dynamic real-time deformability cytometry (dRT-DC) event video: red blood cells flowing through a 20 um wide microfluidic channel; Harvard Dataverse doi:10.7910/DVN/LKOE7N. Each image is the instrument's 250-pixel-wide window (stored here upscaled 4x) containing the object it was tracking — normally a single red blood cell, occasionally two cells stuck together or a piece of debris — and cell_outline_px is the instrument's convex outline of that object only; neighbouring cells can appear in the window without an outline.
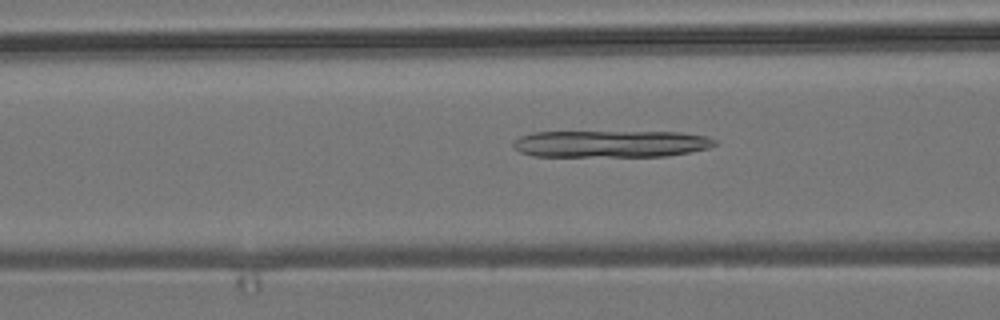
{"species": "common noctule bat (a hibernating species)", "species_latin": "Nyctalus noctula", "temperature_condition": "room temperature", "stored_images_in_passage": 51, "camera_frame_rate_fps": 3000, "um_per_image_px": 0.085, "animal": {"sex": "male", "body_mass_g": 19.2, "forearm_length_mm": 51.8}, "frame": {"image": 1, "passage_image": 18, "time_ms": 5.667, "image_size_px": [1000, 320], "cell_outline_px": [[716, 144], [708, 148], [668, 156], [532, 156], [520, 152], [512, 144], [512, 140], [520, 136], [532, 132], [680, 132], [708, 136], [716, 140]], "centroid_in_image_um": [51.9, 12.22], "position_along_channel_um": 114.7, "area_um2": 31.73}}
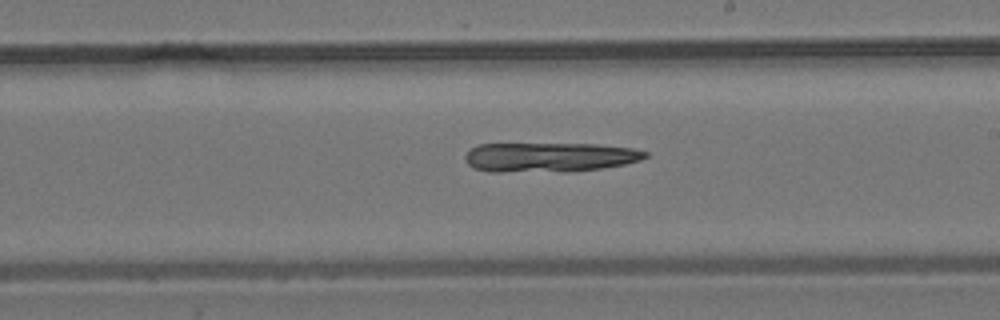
{"frame": {"image": 2, "passage_image": 28, "time_ms": 9.0, "image_size_px": [1000, 320], "cell_outline_px": [[648, 156], [640, 160], [624, 164], [604, 168], [568, 172], [488, 172], [472, 168], [464, 160], [464, 156], [476, 144], [596, 144], [632, 148], [648, 152]], "centroid_in_image_um": [46.67, 13.38], "position_along_channel_um": 242.3, "area_um2": 31.44}}
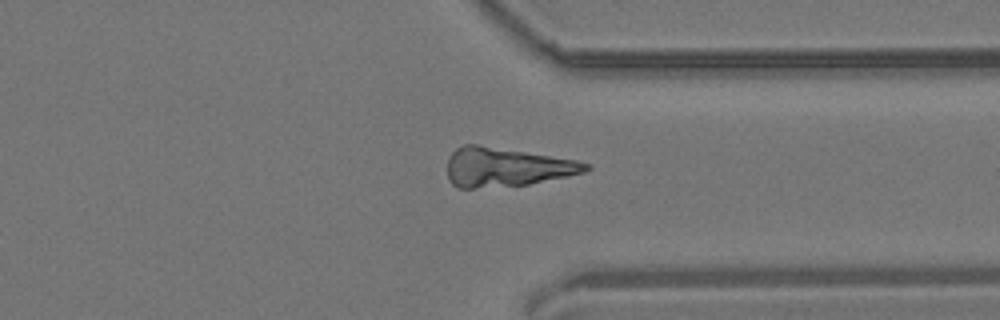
{"frame": {"image": 3, "passage_image": 38, "time_ms": 12.333, "image_size_px": [1000, 320], "cell_outline_px": [[592, 168], [584, 172], [528, 184], [472, 188], [456, 188], [448, 180], [448, 156], [456, 148], [464, 144], [480, 144], [576, 160], [592, 164]], "centroid_in_image_um": [43.0, 14.19], "position_along_channel_um": 368.4, "area_um2": 31.44}}